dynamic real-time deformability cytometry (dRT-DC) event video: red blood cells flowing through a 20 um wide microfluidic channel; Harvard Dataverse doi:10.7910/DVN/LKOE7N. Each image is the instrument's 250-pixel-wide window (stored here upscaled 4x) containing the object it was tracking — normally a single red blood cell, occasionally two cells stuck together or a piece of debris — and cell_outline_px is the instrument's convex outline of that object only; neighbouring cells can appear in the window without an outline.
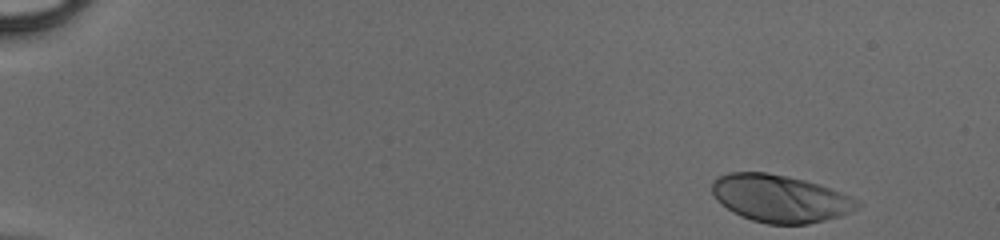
{"species": "human", "species_latin": "Homo sapiens", "temperature_condition": "cold", "stored_images_in_passage": 41, "camera_frame_rate_fps": 3000, "um_per_image_px": 0.085, "donor": {"sex": "male"}, "frame": {"image": 1, "passage_image": 1, "time_ms": 0.0, "image_size_px": [1000, 240], "cell_outline_px": [[860, 204], [852, 212], [840, 216], [808, 224], [768, 224], [752, 220], [740, 216], [732, 212], [716, 200], [712, 192], [712, 180], [728, 172], [768, 172], [788, 176], [804, 180], [852, 196], [860, 200]], "centroid_in_image_um": [66.29, 16.87], "position_along_channel_um": 18.7, "area_um2": 40.17}}
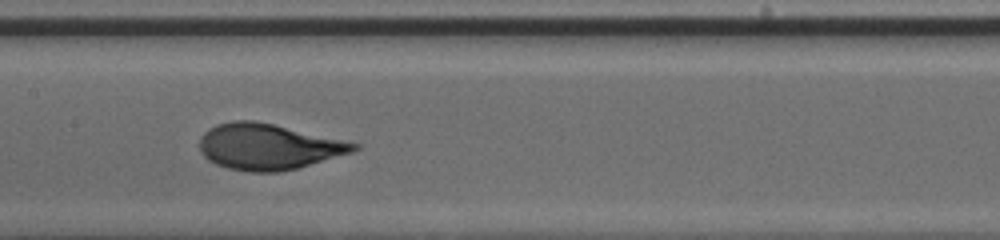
{"frame": {"image": 2, "passage_image": 23, "time_ms": 7.333, "image_size_px": [1000, 240], "cell_outline_px": [[360, 148], [352, 152], [296, 168], [276, 172], [252, 172], [228, 168], [216, 164], [208, 160], [200, 152], [200, 136], [208, 128], [216, 124], [232, 120], [252, 120], [272, 124], [360, 144]], "centroid_in_image_um": [22.75, 12.46], "position_along_channel_um": 184.7, "area_um2": 40.86}}
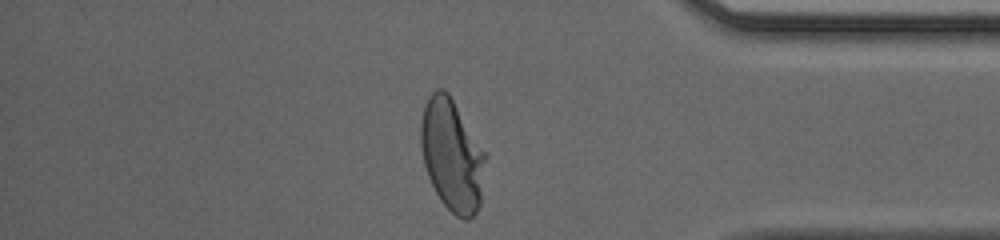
{"frame": {"image": 3, "passage_image": 39, "time_ms": 12.667, "image_size_px": [1000, 240], "cell_outline_px": [[488, 156], [480, 204], [476, 212], [468, 220], [464, 220], [456, 216], [440, 200], [428, 176], [424, 164], [420, 144], [420, 124], [424, 104], [428, 96], [436, 88], [444, 88], [448, 92], [488, 152]], "centroid_in_image_um": [38.45, 13.15], "position_along_channel_um": 396.7, "area_um2": 43.12}}